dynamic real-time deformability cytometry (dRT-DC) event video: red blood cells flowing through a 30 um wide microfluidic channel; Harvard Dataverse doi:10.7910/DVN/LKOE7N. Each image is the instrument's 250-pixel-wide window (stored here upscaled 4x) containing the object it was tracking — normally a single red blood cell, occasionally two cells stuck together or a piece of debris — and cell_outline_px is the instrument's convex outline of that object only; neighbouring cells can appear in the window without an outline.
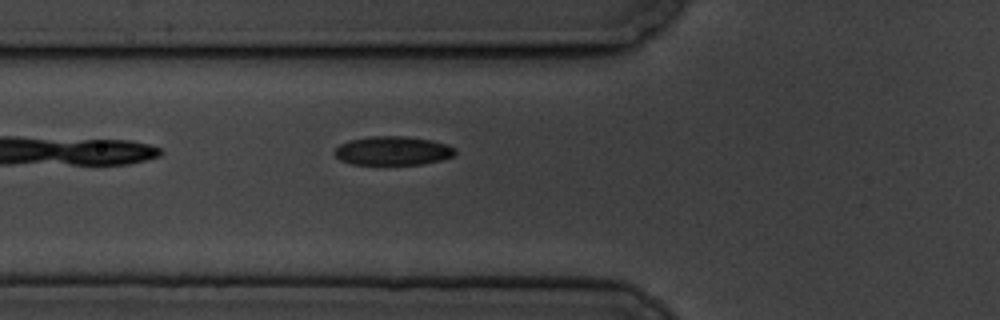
{"species": "common noctule bat (a hibernating species)", "species_latin": "Nyctalus noctula", "temperature_condition": "cold", "stored_images_in_passage": 2, "camera_frame_rate_fps": 3000, "um_per_image_px": 0.085, "animal": {"sex": "male", "body_mass_g": 19.5, "forearm_length_mm": 54.6}, "frame": {"image": 1, "passage_image": 2, "time_ms": 1.0, "image_size_px": [1000, 320], "cell_outline_px": [[456, 156], [424, 164], [352, 164], [340, 160], [332, 152], [340, 144], [348, 140], [372, 136], [404, 136], [432, 140], [448, 144], [456, 148]], "centroid_in_image_um": [33.41, 12.81], "position_along_channel_um": 92.4, "area_um2": 20.46}}